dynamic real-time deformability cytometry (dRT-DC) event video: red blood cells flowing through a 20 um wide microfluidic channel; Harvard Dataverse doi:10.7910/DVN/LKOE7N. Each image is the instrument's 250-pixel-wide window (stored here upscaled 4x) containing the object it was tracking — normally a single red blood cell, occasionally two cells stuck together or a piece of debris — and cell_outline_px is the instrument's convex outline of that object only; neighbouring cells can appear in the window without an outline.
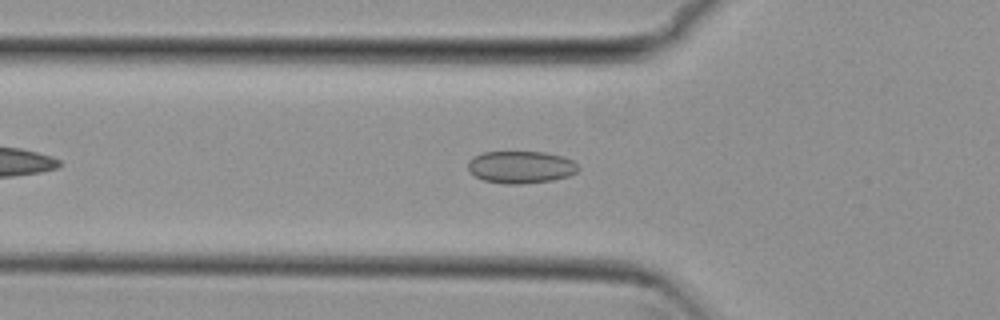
{"species": "common noctule bat (a hibernating species)", "species_latin": "Nyctalus noctula", "temperature_condition": "cold", "stored_images_in_passage": 36, "camera_frame_rate_fps": 3000, "um_per_image_px": 0.085, "animal": {"sex": "female", "body_mass_g": 29.2, "forearm_length_mm": 56.3}, "frame": {"image": 1, "passage_image": 9, "time_ms": 2.667, "image_size_px": [1000, 320], "cell_outline_px": [[580, 168], [576, 172], [568, 176], [552, 180], [520, 184], [504, 184], [484, 180], [476, 176], [468, 168], [468, 160], [472, 156], [484, 152], [544, 152], [564, 156], [572, 160]], "centroid_in_image_um": [44.27, 14.19], "position_along_channel_um": 81.5, "area_um2": 20.75}}
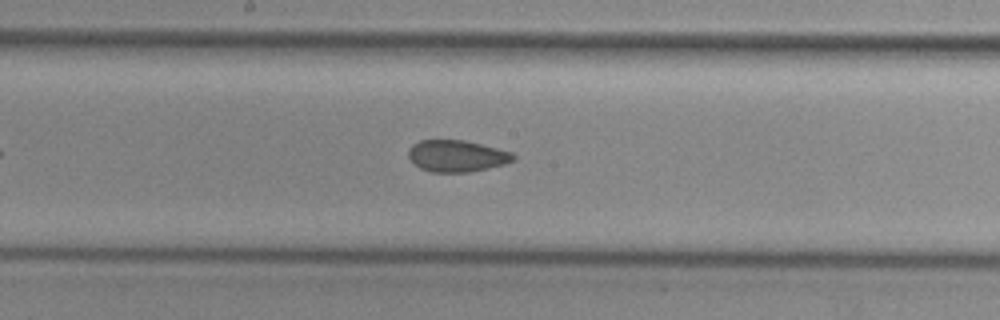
{"frame": {"image": 2, "passage_image": 19, "time_ms": 6.0, "image_size_px": [1000, 320], "cell_outline_px": [[516, 160], [504, 164], [488, 168], [468, 172], [432, 172], [420, 168], [408, 156], [408, 148], [412, 144], [420, 140], [464, 140], [512, 152], [516, 156]], "centroid_in_image_um": [38.83, 13.25], "position_along_channel_um": 209.4, "area_um2": 19.31}}
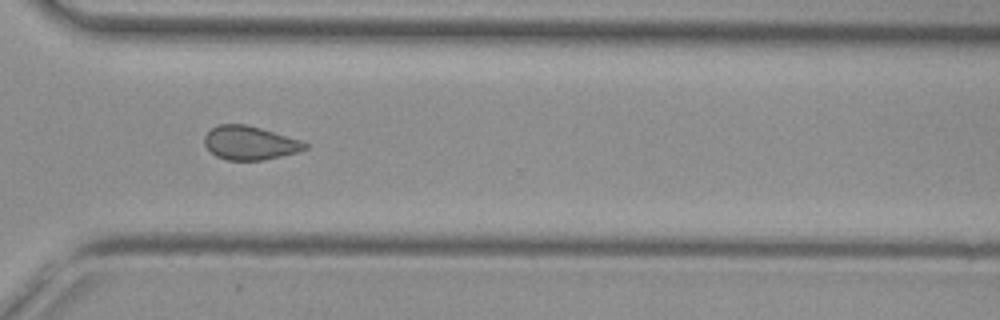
{"frame": {"image": 3, "passage_image": 30, "time_ms": 9.667, "image_size_px": [1000, 320], "cell_outline_px": [[308, 148], [296, 152], [280, 156], [260, 160], [228, 160], [216, 156], [204, 144], [204, 136], [216, 124], [244, 124], [260, 128], [304, 140], [308, 144]], "centroid_in_image_um": [21.25, 12.14], "position_along_channel_um": 349.4, "area_um2": 19.71}, "authors_computed_cell_mechanics": {"area_um2": 20.1144, "velocity_mm_per_s": 3.8185, "shape_relaxation_time_tau1_ms": null, "shape_relaxation_time_tau2_ms": 2.7828, "deformation_change_tau1": null, "deformation_change_tau2": 0.0675}}